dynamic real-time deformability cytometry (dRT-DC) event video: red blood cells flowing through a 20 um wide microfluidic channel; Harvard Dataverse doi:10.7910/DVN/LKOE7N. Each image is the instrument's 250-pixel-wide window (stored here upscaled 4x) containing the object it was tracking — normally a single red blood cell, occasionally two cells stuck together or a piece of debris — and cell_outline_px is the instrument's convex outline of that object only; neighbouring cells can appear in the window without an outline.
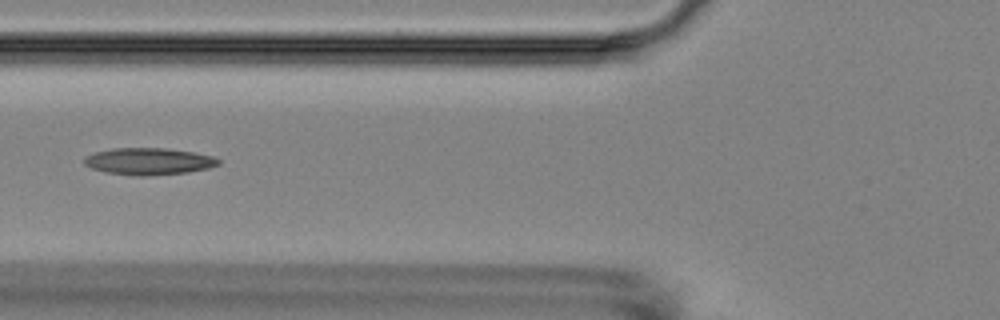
{"species": "Egyptian fruit bat (a non-hibernating species)", "species_latin": "Rousettus aegyptiacus", "temperature_condition": "room temperature", "stored_images_in_passage": 5, "camera_frame_rate_fps": 3000, "um_per_image_px": 0.085, "animal": {"sex": "female"}, "frame": {"image": 1, "passage_image": 4, "time_ms": 4.333, "image_size_px": [1000, 320], "cell_outline_px": [[220, 164], [208, 168], [188, 172], [144, 176], [136, 176], [104, 172], [92, 168], [84, 164], [84, 156], [96, 152], [112, 148], [164, 148], [192, 152], [212, 156], [220, 160]], "centroid_in_image_um": [12.62, 13.71], "position_along_channel_um": 113.2, "area_um2": 20.98}}
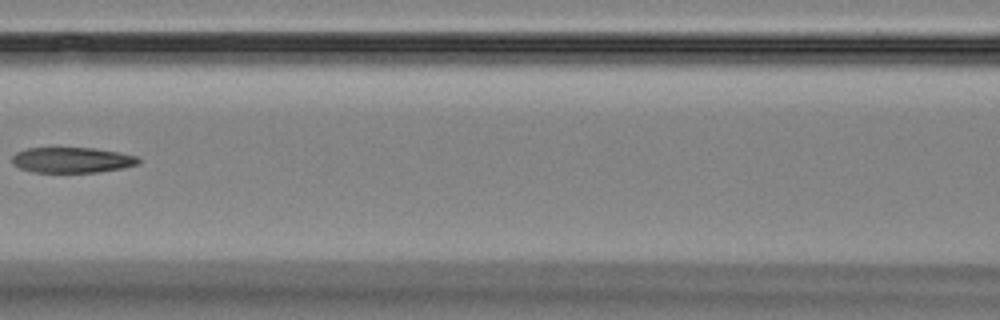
{"frame": {"image": 2, "passage_image": 5, "time_ms": 5.667, "image_size_px": [1000, 320], "cell_outline_px": [[140, 164], [124, 168], [96, 172], [32, 172], [20, 168], [12, 164], [12, 156], [16, 152], [28, 148], [92, 148], [120, 152], [136, 156], [140, 160]], "centroid_in_image_um": [6.13, 13.6], "position_along_channel_um": 160.5, "area_um2": 18.84}}